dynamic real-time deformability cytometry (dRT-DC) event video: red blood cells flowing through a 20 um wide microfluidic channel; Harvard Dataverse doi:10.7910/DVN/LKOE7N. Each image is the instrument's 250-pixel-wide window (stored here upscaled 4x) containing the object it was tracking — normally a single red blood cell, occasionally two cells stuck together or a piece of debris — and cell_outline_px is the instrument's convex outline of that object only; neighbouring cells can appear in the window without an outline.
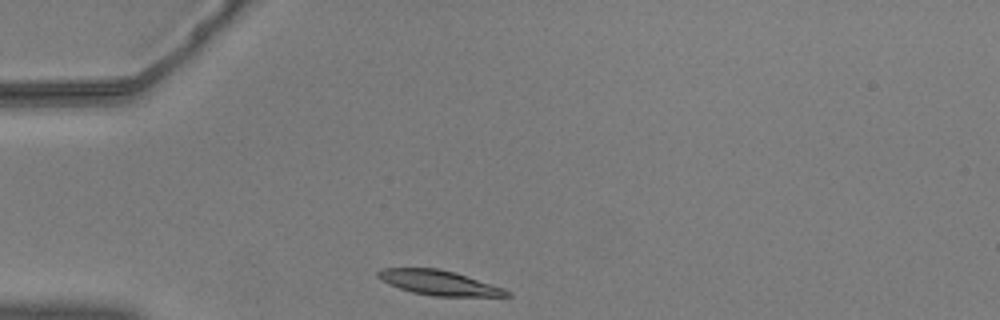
{"species": "common noctule bat (a hibernating species)", "species_latin": "Nyctalus noctula", "temperature_condition": "warm", "stored_images_in_passage": 42, "camera_frame_rate_fps": 3000, "um_per_image_px": 0.085, "animal": {"sex": "male", "body_mass_g": 20.5, "forearm_length_mm": 52.5}, "frame": {"image": 1, "passage_image": 1, "time_ms": 0.0, "image_size_px": [1000, 320], "cell_outline_px": [[512, 296], [436, 296], [412, 292], [400, 288], [376, 276], [376, 272], [380, 268], [436, 268], [456, 272], [504, 288], [512, 292]], "centroid_in_image_um": [37.36, 24.02], "position_along_channel_um": 47.6, "area_um2": 18.44}}
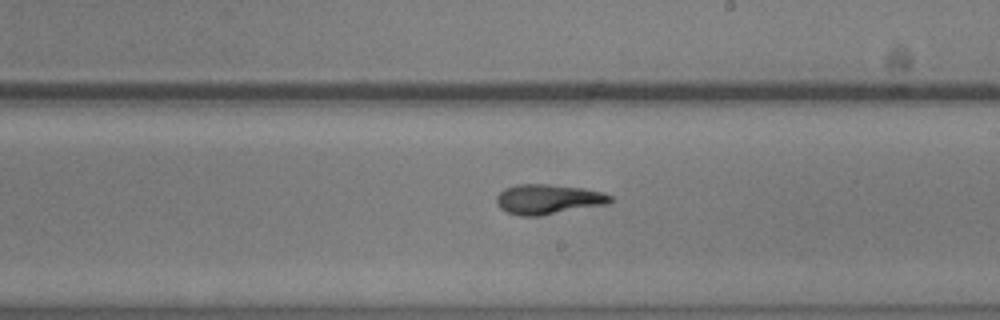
{"frame": {"image": 2, "passage_image": 19, "time_ms": 6.0, "image_size_px": [1000, 320], "cell_outline_px": [[612, 200], [608, 204], [540, 216], [520, 216], [508, 212], [500, 208], [496, 204], [496, 196], [504, 188], [516, 184], [548, 184], [584, 188], [604, 192], [612, 196]], "centroid_in_image_um": [46.59, 16.93], "position_along_channel_um": 242.4, "area_um2": 20.06}}
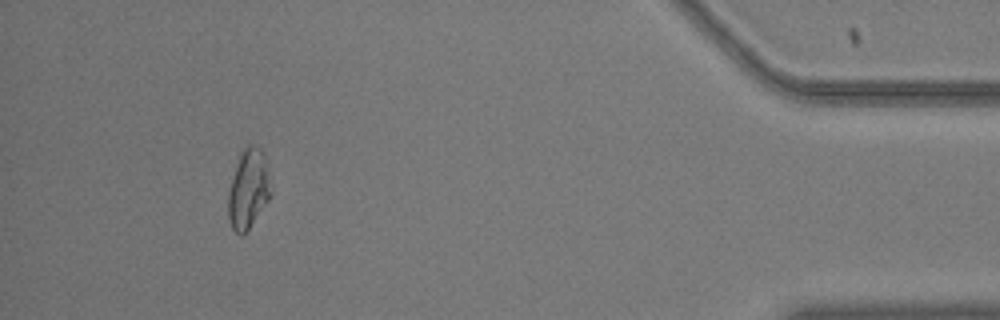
{"frame": {"image": 3, "passage_image": 38, "time_ms": 12.333, "image_size_px": [1000, 320], "cell_outline_px": [[268, 200], [244, 236], [240, 236], [232, 228], [228, 220], [228, 192], [236, 164], [240, 152], [248, 144], [256, 144], [260, 148], [268, 164]], "centroid_in_image_um": [21.07, 16.07], "position_along_channel_um": 414.1, "area_um2": 19.54}, "authors_computed_cell_mechanics": {"area_um2": 19.4497, "velocity_mm_per_s": 3.6013, "shape_relaxation_time_tau1_ms": 5.065, "shape_relaxation_time_tau2_ms": 4.6942, "deformation_change_tau1": 0.1702, "deformation_change_tau2": 0.1131}}